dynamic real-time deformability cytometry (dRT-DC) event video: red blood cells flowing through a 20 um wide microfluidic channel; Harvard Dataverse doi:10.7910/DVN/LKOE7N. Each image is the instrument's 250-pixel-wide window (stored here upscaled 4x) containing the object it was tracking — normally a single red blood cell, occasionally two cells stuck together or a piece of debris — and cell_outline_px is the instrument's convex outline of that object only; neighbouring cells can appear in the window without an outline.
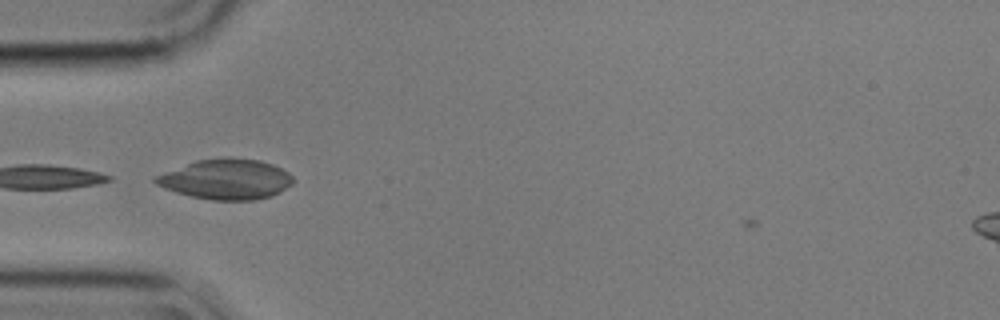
{"species": "common noctule bat (a hibernating species)", "species_latin": "Nyctalus noctula", "temperature_condition": "cold", "stored_images_in_passage": 10, "camera_frame_rate_fps": 3000, "um_per_image_px": 0.085, "animal": {"sex": "male", "body_mass_g": 17.9}, "frame": {"image": 1, "passage_image": 1, "time_ms": 0.0, "image_size_px": [1000, 320], "cell_outline_px": [[292, 184], [280, 192], [272, 196], [256, 200], [212, 200], [192, 196], [176, 192], [164, 188], [156, 184], [152, 180], [152, 176], [196, 160], [260, 160], [272, 164], [288, 172], [292, 176]], "centroid_in_image_um": [19.19, 15.27], "position_along_channel_um": 65.8, "area_um2": 31.62}}
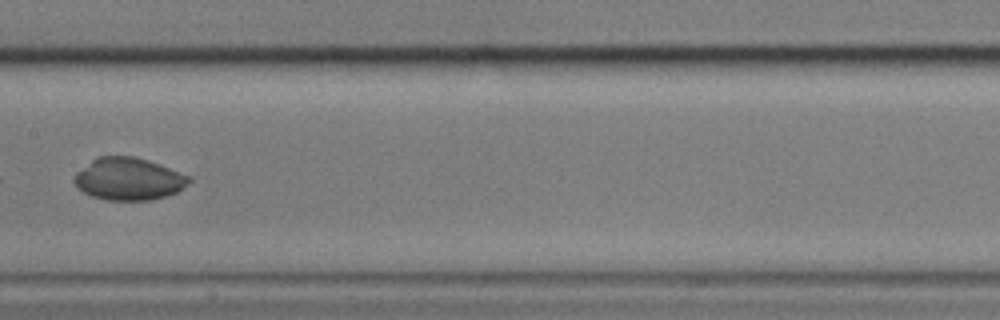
{"frame": {"image": 2, "passage_image": 4, "time_ms": 1.0, "image_size_px": [1000, 320], "cell_outline_px": [[192, 180], [188, 184], [176, 192], [164, 196], [148, 200], [108, 200], [92, 196], [76, 188], [72, 180], [76, 172], [96, 156], [132, 156], [148, 160], [160, 164], [192, 176]], "centroid_in_image_um": [10.92, 15.2], "position_along_channel_um": 196.5, "area_um2": 28.5}}
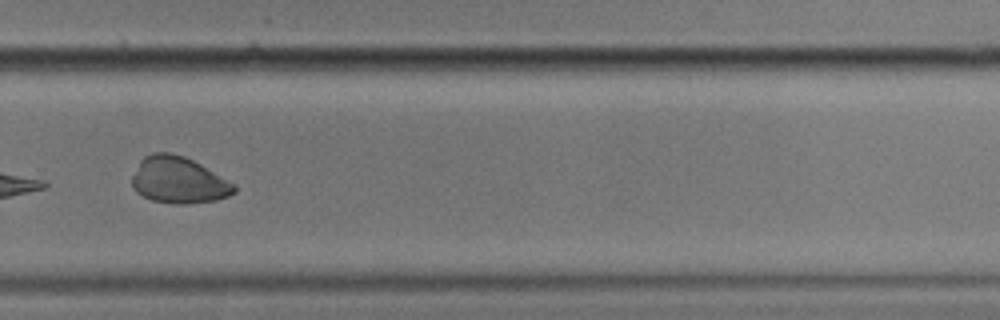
{"frame": {"image": 3, "passage_image": 7, "time_ms": 2.0, "image_size_px": [1000, 320], "cell_outline_px": [[236, 192], [228, 196], [216, 200], [188, 204], [176, 204], [152, 200], [136, 192], [132, 188], [132, 176], [140, 160], [144, 156], [152, 152], [168, 152], [184, 156], [200, 164], [236, 184]], "centroid_in_image_um": [15.18, 15.31], "position_along_channel_um": 314.6, "area_um2": 27.8}}